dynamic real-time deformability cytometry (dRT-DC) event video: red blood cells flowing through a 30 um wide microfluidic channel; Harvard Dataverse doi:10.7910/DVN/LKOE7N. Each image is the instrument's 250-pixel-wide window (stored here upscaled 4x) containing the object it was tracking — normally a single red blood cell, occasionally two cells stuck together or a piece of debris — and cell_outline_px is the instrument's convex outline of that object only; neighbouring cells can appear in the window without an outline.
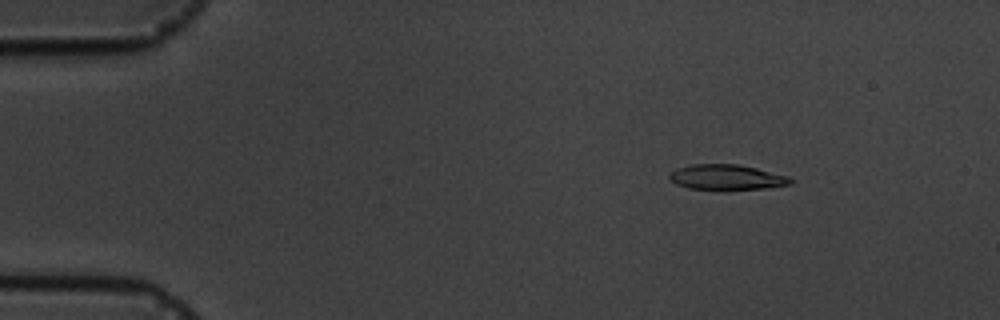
{"species": "common noctule bat (a hibernating species)", "species_latin": "Nyctalus noctula", "temperature_condition": "cold", "stored_images_in_passage": 9, "camera_frame_rate_fps": 3000, "um_per_image_px": 0.085, "animal": {"sex": "male", "body_mass_g": 19.5, "forearm_length_mm": 54.6}, "frame": {"image": 1, "passage_image": 3, "time_ms": 2.333, "image_size_px": [1000, 320], "cell_outline_px": [[796, 180], [792, 184], [764, 188], [724, 192], [688, 188], [676, 184], [668, 180], [668, 176], [676, 168], [692, 164], [740, 164], [788, 176]], "centroid_in_image_um": [61.76, 15.1], "position_along_channel_um": 23.2, "area_um2": 18.61}}
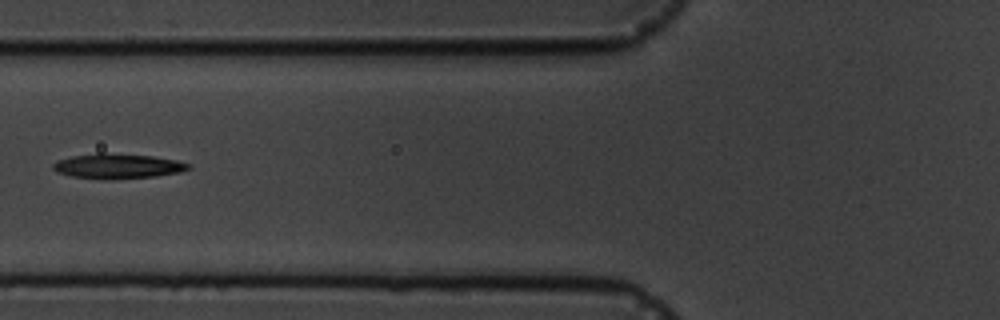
{"frame": {"image": 2, "passage_image": 7, "time_ms": 7.0, "image_size_px": [1000, 320], "cell_outline_px": [[192, 168], [180, 172], [156, 176], [112, 180], [108, 180], [72, 176], [56, 172], [52, 168], [52, 164], [56, 160], [72, 156], [96, 152], [104, 152], [152, 156], [176, 160], [192, 164]], "centroid_in_image_um": [9.99, 14.11], "position_along_channel_um": 115.8, "area_um2": 20.06}}
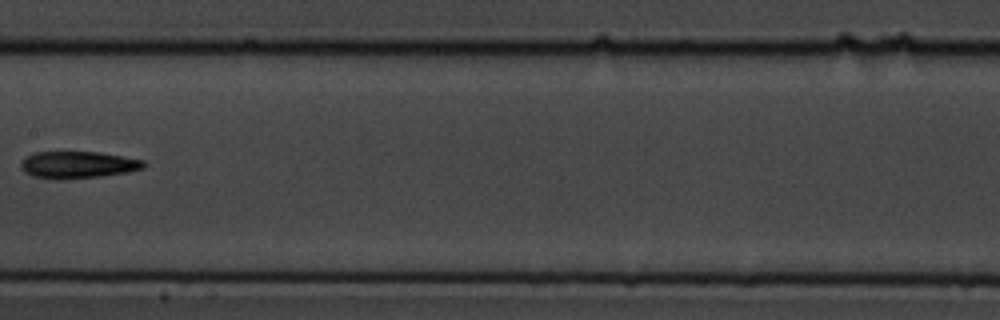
{"frame": {"image": 3, "passage_image": 9, "time_ms": 9.333, "image_size_px": [1000, 320], "cell_outline_px": [[144, 168], [128, 172], [104, 176], [60, 180], [32, 176], [24, 172], [20, 164], [28, 156], [36, 152], [100, 152], [144, 160]], "centroid_in_image_um": [6.64, 14.02], "position_along_channel_um": 200.8, "area_um2": 19.31}}